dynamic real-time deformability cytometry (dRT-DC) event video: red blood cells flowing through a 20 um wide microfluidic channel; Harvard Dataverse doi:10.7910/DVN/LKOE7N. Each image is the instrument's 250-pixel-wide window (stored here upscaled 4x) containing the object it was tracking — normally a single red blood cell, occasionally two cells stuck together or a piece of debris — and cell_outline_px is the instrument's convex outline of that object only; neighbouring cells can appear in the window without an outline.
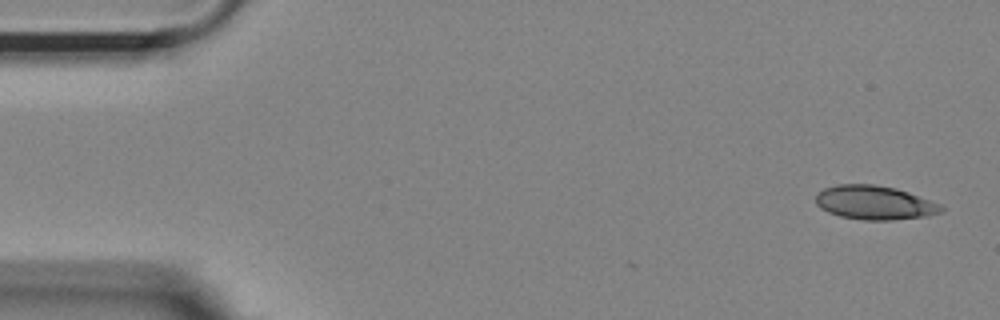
{"species": "Egyptian fruit bat (a non-hibernating species)", "species_latin": "Rousettus aegyptiacus", "temperature_condition": "room temperature", "stored_images_in_passage": 8, "camera_frame_rate_fps": 3000, "um_per_image_px": 0.085, "animal": {"sex": "female"}, "frame": {"image": 1, "passage_image": 1, "time_ms": 0.0, "image_size_px": [1000, 320], "cell_outline_px": [[944, 212], [928, 216], [892, 220], [864, 220], [840, 216], [828, 212], [820, 208], [816, 204], [816, 196], [824, 188], [836, 184], [872, 184], [896, 188], [908, 192], [940, 204], [944, 208]], "centroid_in_image_um": [74.35, 17.23], "position_along_channel_um": 10.7, "area_um2": 24.85}}